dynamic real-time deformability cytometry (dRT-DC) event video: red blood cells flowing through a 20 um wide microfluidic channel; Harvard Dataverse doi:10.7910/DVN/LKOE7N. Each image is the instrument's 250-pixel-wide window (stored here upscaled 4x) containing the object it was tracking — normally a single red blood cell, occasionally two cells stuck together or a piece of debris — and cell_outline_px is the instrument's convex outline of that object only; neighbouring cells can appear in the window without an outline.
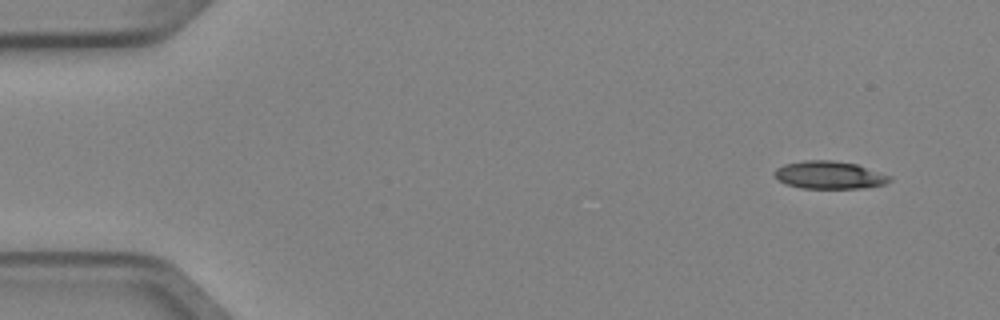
{"species": "Egyptian fruit bat (a non-hibernating species)", "species_latin": "Rousettus aegyptiacus", "temperature_condition": "cold", "stored_images_in_passage": 4, "camera_frame_rate_fps": 3000, "um_per_image_px": 0.085, "animal": {"sex": "female"}, "frame": {"image": 1, "passage_image": 1, "time_ms": 0.0, "image_size_px": [1000, 320], "cell_outline_px": [[892, 180], [884, 184], [864, 188], [800, 188], [788, 184], [780, 180], [772, 172], [776, 168], [784, 164], [804, 160], [832, 160], [856, 164], [892, 176]], "centroid_in_image_um": [70.5, 14.87], "position_along_channel_um": 14.5, "area_um2": 18.55}}
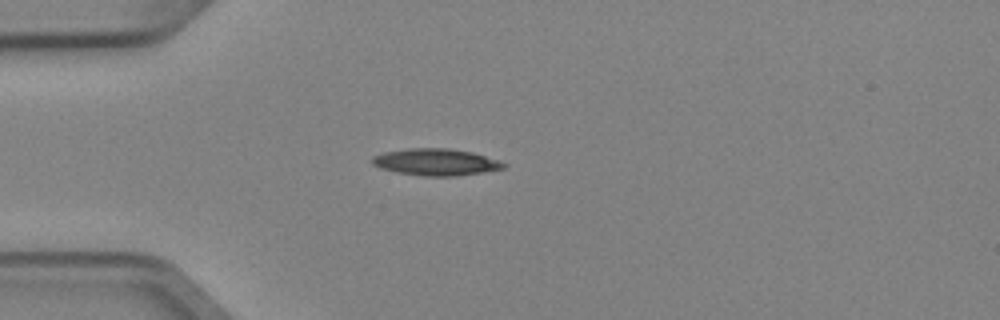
{"frame": {"image": 2, "passage_image": 4, "time_ms": 1.0, "image_size_px": [1000, 320], "cell_outline_px": [[508, 164], [504, 168], [484, 172], [456, 176], [424, 176], [396, 172], [380, 168], [372, 164], [372, 156], [384, 152], [412, 148], [444, 148], [472, 152]], "centroid_in_image_um": [37.02, 13.78], "position_along_channel_um": 48.0, "area_um2": 20.35}}